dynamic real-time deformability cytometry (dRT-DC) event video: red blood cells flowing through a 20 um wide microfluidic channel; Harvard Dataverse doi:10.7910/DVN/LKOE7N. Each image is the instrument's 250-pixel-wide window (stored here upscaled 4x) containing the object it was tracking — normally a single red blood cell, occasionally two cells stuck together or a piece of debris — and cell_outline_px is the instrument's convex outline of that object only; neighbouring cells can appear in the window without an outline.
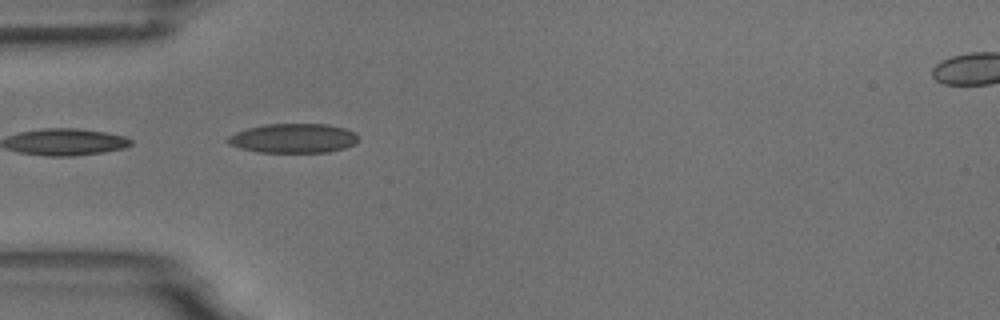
{"species": "common noctule bat (a hibernating species)", "species_latin": "Nyctalus noctula", "temperature_condition": "room temperature", "stored_images_in_passage": 3, "camera_frame_rate_fps": 3000, "um_per_image_px": 0.085, "animal": {"sex": "male", "body_mass_g": 18.8}, "frame": {"image": 1, "passage_image": 3, "time_ms": 2.333, "image_size_px": [1000, 320], "cell_outline_px": [[360, 136], [356, 144], [344, 148], [328, 152], [260, 152], [240, 148], [228, 144], [224, 140], [228, 136], [236, 132], [248, 128], [268, 124], [328, 124], [344, 128], [356, 132]], "centroid_in_image_um": [24.96, 11.75], "position_along_channel_um": 60.0, "area_um2": 22.48}}